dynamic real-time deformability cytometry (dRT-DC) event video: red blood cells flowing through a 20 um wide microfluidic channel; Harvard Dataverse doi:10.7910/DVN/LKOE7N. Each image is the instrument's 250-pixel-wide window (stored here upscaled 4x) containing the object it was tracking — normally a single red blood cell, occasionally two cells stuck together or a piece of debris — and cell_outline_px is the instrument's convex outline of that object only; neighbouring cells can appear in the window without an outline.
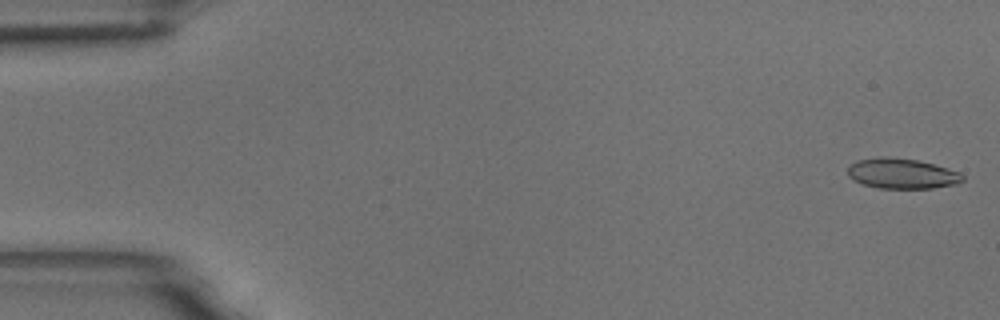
{"species": "common noctule bat (a hibernating species)", "species_latin": "Nyctalus noctula", "temperature_condition": "room temperature", "stored_images_in_passage": 55, "camera_frame_rate_fps": 3000, "um_per_image_px": 0.085, "animal": {"sex": "male", "body_mass_g": 18.8}, "frame": {"image": 1, "passage_image": 1, "time_ms": 0.0, "image_size_px": [1000, 320], "cell_outline_px": [[964, 180], [956, 184], [932, 188], [876, 188], [852, 180], [848, 176], [848, 164], [856, 160], [916, 160], [948, 168], [960, 172], [964, 176]], "centroid_in_image_um": [76.69, 14.81], "position_along_channel_um": 8.3, "area_um2": 19.48}}
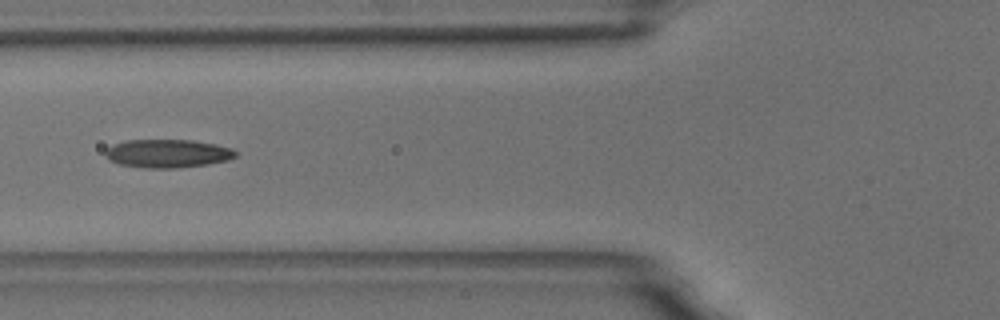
{"frame": {"image": 2, "passage_image": 21, "time_ms": 6.667, "image_size_px": [1000, 320], "cell_outline_px": [[240, 152], [236, 156], [228, 160], [208, 164], [176, 168], [144, 168], [120, 164], [108, 160], [104, 156], [104, 152], [112, 144], [124, 140], [192, 140], [216, 144], [232, 148]], "centroid_in_image_um": [14.25, 13.04], "position_along_channel_um": 111.6, "area_um2": 21.79}}
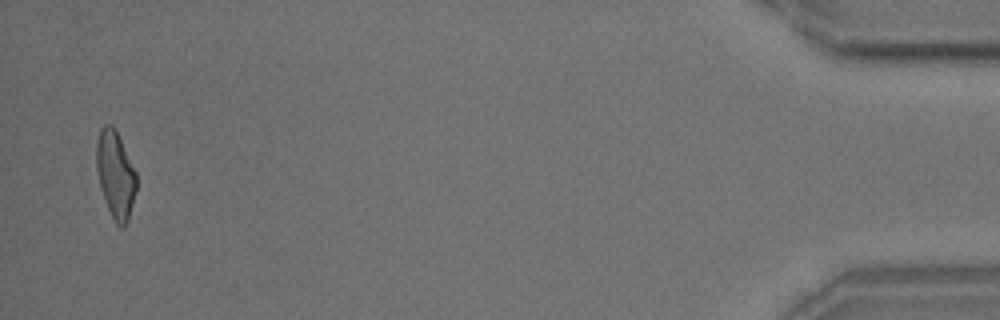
{"frame": {"image": 3, "passage_image": 54, "time_ms": 17.667, "image_size_px": [1000, 320], "cell_outline_px": [[136, 188], [128, 220], [124, 228], [120, 228], [116, 224], [108, 208], [100, 188], [96, 168], [96, 140], [100, 128], [104, 124], [112, 124], [136, 172]], "centroid_in_image_um": [9.79, 14.84], "position_along_channel_um": 425.4, "area_um2": 20.11}, "authors_computed_cell_mechanics": {"area_um2": 20.6924, "velocity_mm_per_s": 3.6373, "shape_relaxation_time_tau1_ms": 4.3788, "shape_relaxation_time_tau2_ms": 1.8046, "deformation_change_tau1": 0.1694, "deformation_change_tau2": 0.1079}}